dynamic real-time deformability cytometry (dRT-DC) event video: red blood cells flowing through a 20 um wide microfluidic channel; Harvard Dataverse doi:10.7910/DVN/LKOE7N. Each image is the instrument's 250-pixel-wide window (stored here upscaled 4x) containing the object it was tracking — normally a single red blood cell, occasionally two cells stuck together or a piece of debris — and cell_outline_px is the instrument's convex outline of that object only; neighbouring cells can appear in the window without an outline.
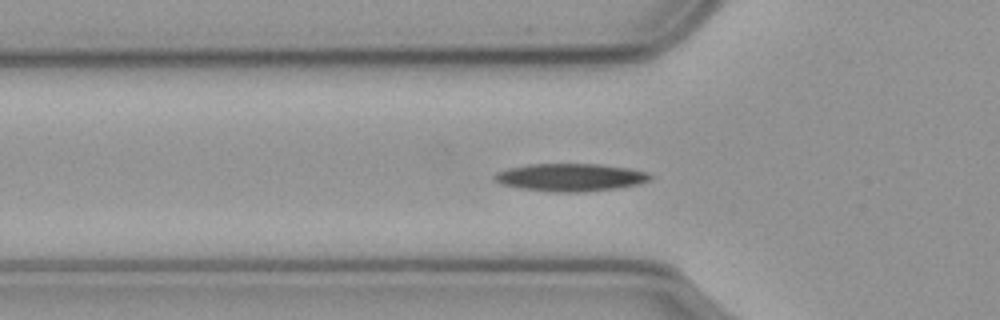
{"species": "common noctule bat (a hibernating species)", "species_latin": "Nyctalus noctula", "temperature_condition": "cold", "stored_images_in_passage": 48, "camera_frame_rate_fps": 3000, "um_per_image_px": 0.085, "animal": {"sex": "male", "body_mass_g": 23.1, "forearm_length_mm": 52.7}, "frame": {"image": 1, "passage_image": 13, "time_ms": 4.0, "image_size_px": [1000, 320], "cell_outline_px": [[652, 176], [648, 180], [640, 184], [616, 188], [584, 192], [548, 192], [520, 188], [500, 184], [492, 176], [496, 172], [508, 168], [532, 164], [600, 164], [628, 168], [648, 172]], "centroid_in_image_um": [48.47, 15.08], "position_along_channel_um": 77.3, "area_um2": 25.2}}
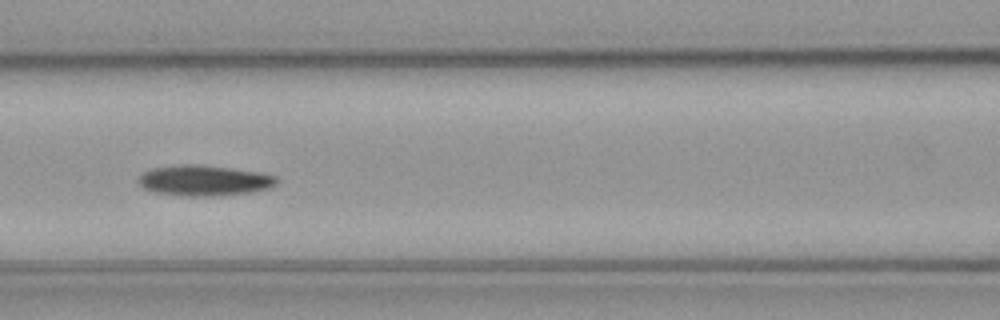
{"frame": {"image": 2, "passage_image": 19, "time_ms": 6.0, "image_size_px": [1000, 320], "cell_outline_px": [[276, 184], [268, 188], [252, 192], [212, 196], [188, 196], [152, 192], [144, 188], [140, 184], [140, 176], [144, 172], [152, 168], [184, 164], [188, 164], [228, 168], [260, 172], [276, 176]], "centroid_in_image_um": [17.35, 15.35], "position_along_channel_um": 149.2, "area_um2": 24.22}}
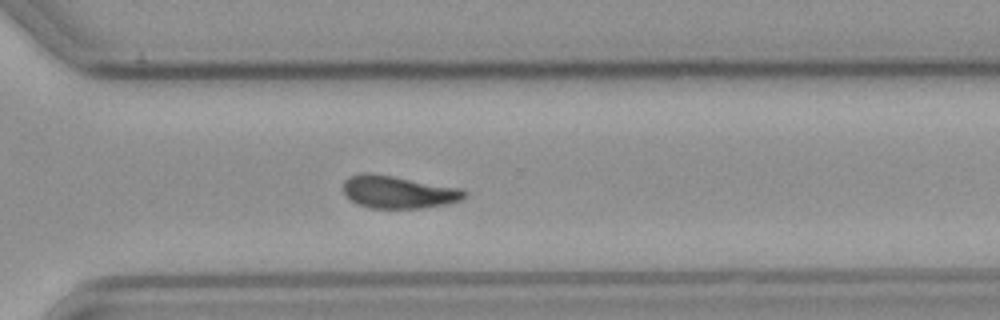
{"frame": {"image": 3, "passage_image": 35, "time_ms": 11.333, "image_size_px": [1000, 320], "cell_outline_px": [[468, 192], [460, 200], [448, 204], [420, 208], [368, 208], [352, 200], [344, 192], [344, 180], [348, 176], [360, 172], [368, 172], [464, 188]], "centroid_in_image_um": [33.88, 16.31], "position_along_channel_um": 336.7, "area_um2": 23.06}, "authors_computed_cell_mechanics": {"area_um2": 23.0622, "velocity_mm_per_s": 3.5265, "shape_relaxation_time_tau1_ms": 8.2302, "shape_relaxation_time_tau2_ms": null, "deformation_change_tau1": 0.1645, "deformation_change_tau2": null}}